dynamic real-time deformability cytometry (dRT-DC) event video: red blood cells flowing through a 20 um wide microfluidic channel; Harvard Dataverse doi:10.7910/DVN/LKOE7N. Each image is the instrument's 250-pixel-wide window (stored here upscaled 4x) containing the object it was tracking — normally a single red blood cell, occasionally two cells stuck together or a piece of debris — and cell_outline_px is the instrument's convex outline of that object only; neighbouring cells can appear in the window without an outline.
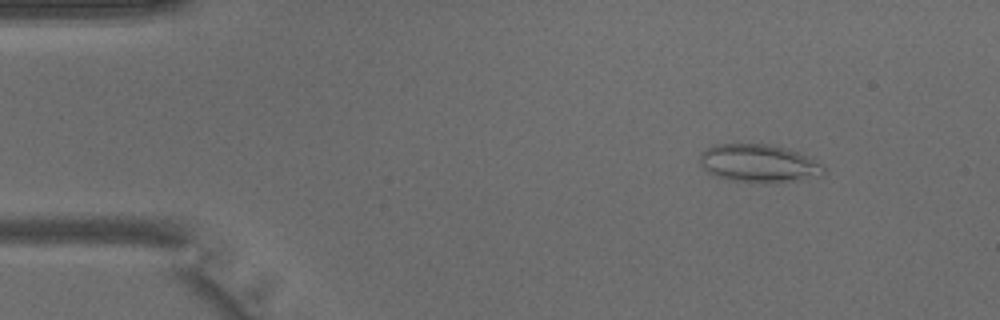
{"species": "common noctule bat (a hibernating species)", "species_latin": "Nyctalus noctula", "temperature_condition": "warm", "stored_images_in_passage": 42, "camera_frame_rate_fps": 3000, "um_per_image_px": 0.085, "animal": {"sex": "male", "body_mass_g": 15.6}, "frame": {"image": 1, "passage_image": 5, "time_ms": 1.333, "image_size_px": [1000, 320], "cell_outline_px": [[824, 176], [796, 180], [764, 184], [728, 180], [716, 176], [708, 172], [700, 164], [700, 152], [704, 148], [716, 144], [768, 144], [788, 148], [824, 164]], "centroid_in_image_um": [64.49, 13.9], "position_along_channel_um": 20.5, "area_um2": 27.86}}
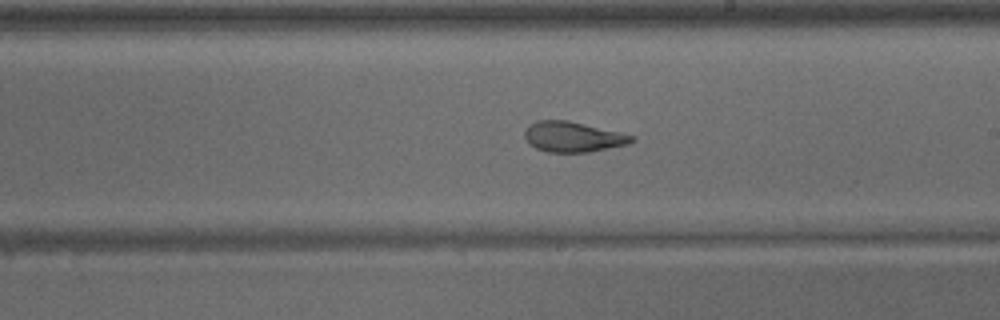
{"frame": {"image": 2, "passage_image": 24, "time_ms": 7.667, "image_size_px": [1000, 320], "cell_outline_px": [[636, 140], [628, 144], [588, 152], [548, 152], [536, 148], [528, 144], [524, 136], [524, 132], [532, 124], [540, 120], [568, 120], [620, 132], [636, 136]], "centroid_in_image_um": [48.72, 11.63], "position_along_channel_um": 240.3, "area_um2": 18.84}}
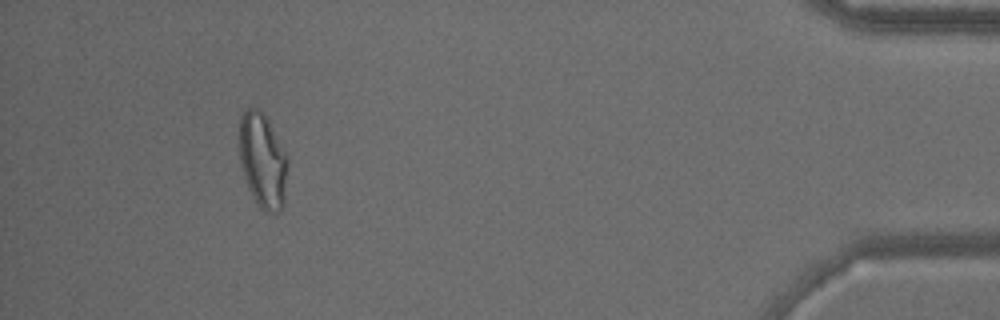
{"frame": {"image": 3, "passage_image": 39, "time_ms": 12.667, "image_size_px": [1000, 320], "cell_outline_px": [[288, 160], [284, 204], [276, 212], [264, 212], [260, 208], [252, 196], [248, 188], [240, 164], [240, 116], [248, 108], [260, 108], [264, 112], [288, 156]], "centroid_in_image_um": [22.34, 13.64], "position_along_channel_um": 412.9, "area_um2": 26.88}}